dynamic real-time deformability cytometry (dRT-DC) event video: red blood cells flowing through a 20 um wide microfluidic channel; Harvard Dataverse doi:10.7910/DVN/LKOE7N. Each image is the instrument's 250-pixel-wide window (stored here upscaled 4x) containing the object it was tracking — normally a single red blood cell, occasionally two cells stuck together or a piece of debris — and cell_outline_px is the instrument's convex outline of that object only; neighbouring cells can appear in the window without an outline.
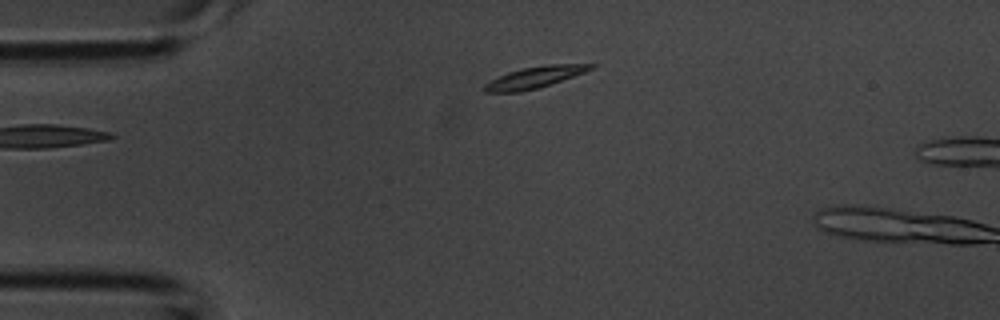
{"species": "common noctule bat (a hibernating species)", "species_latin": "Nyctalus noctula", "temperature_condition": "room temperature", "stored_images_in_passage": 2, "camera_frame_rate_fps": 3000, "um_per_image_px": 0.085, "animal": {"sex": "male", "body_mass_g": 20.1, "forearm_length_mm": 53.5}, "frame": {"image": 1, "passage_image": 2, "time_ms": 0.333, "image_size_px": [1000, 320], "cell_outline_px": [[596, 68], [540, 88], [520, 92], [484, 92], [480, 88], [484, 84], [508, 72], [524, 68], [548, 64], [596, 64]], "centroid_in_image_um": [45.45, 6.58], "position_along_channel_um": 39.5, "area_um2": 13.35}}